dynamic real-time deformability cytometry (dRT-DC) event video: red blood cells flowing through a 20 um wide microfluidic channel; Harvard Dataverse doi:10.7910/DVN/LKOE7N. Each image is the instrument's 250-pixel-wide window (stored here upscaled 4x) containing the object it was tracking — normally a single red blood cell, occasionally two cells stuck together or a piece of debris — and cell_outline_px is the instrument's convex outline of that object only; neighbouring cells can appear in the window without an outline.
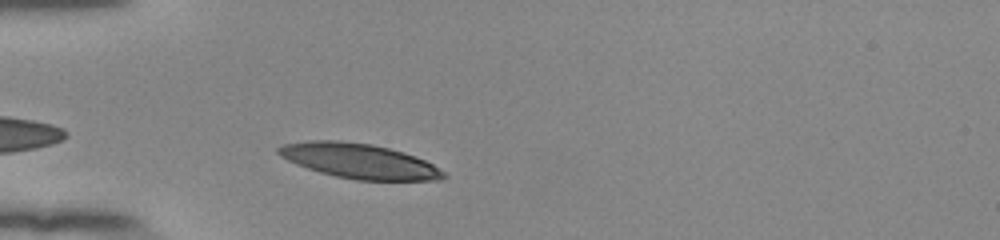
{"species": "human", "species_latin": "Homo sapiens", "temperature_condition": "room temperature", "stored_images_in_passage": 30, "camera_frame_rate_fps": 3000, "um_per_image_px": 0.085, "donor": {"sex": "female"}, "frame": {"image": 1, "passage_image": 3, "time_ms": 0.667, "image_size_px": [1000, 240], "cell_outline_px": [[448, 176], [436, 180], [356, 180], [336, 176], [320, 172], [296, 164], [280, 156], [276, 152], [276, 148], [284, 144], [308, 140], [340, 140], [372, 144], [404, 152], [424, 160], [432, 164], [444, 172]], "centroid_in_image_um": [30.5, 13.67], "position_along_channel_um": 54.5, "area_um2": 33.41}}
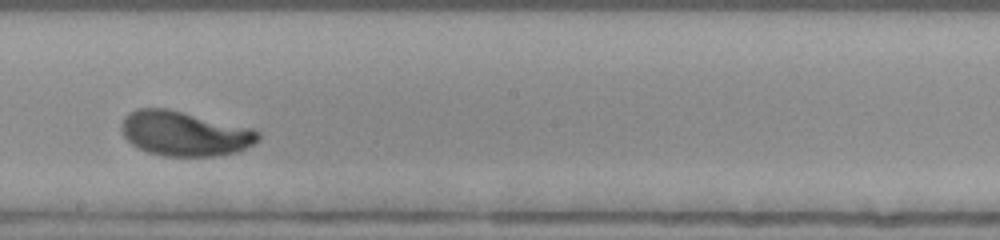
{"frame": {"image": 2, "passage_image": 18, "time_ms": 5.667, "image_size_px": [1000, 240], "cell_outline_px": [[260, 136], [252, 144], [236, 152], [216, 156], [164, 156], [148, 152], [132, 144], [124, 136], [120, 128], [120, 124], [124, 116], [128, 112], [136, 108], [168, 108], [252, 128], [260, 132]], "centroid_in_image_um": [15.65, 11.34], "position_along_channel_um": 232.6, "area_um2": 35.66}}
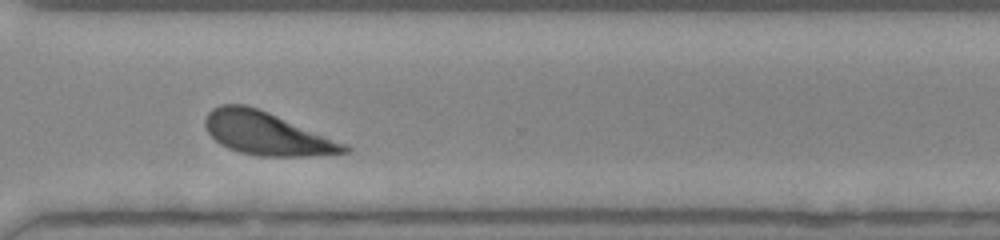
{"frame": {"image": 3, "passage_image": 27, "time_ms": 8.667, "image_size_px": [1000, 240], "cell_outline_px": [[352, 148], [348, 152], [308, 156], [260, 156], [240, 152], [228, 148], [220, 144], [208, 132], [204, 124], [204, 120], [208, 112], [212, 108], [220, 104], [244, 104], [268, 112], [348, 144]], "centroid_in_image_um": [22.67, 11.35], "position_along_channel_um": 347.9, "area_um2": 34.68}, "authors_computed_cell_mechanics": {"area_um2": 34.969, "velocity_mm_per_s": 3.8287, "shape_relaxation_time_tau1_ms": 2.6983, "shape_relaxation_time_tau2_ms": null, "deformation_change_tau1": 0.1949, "deformation_change_tau2": null}}